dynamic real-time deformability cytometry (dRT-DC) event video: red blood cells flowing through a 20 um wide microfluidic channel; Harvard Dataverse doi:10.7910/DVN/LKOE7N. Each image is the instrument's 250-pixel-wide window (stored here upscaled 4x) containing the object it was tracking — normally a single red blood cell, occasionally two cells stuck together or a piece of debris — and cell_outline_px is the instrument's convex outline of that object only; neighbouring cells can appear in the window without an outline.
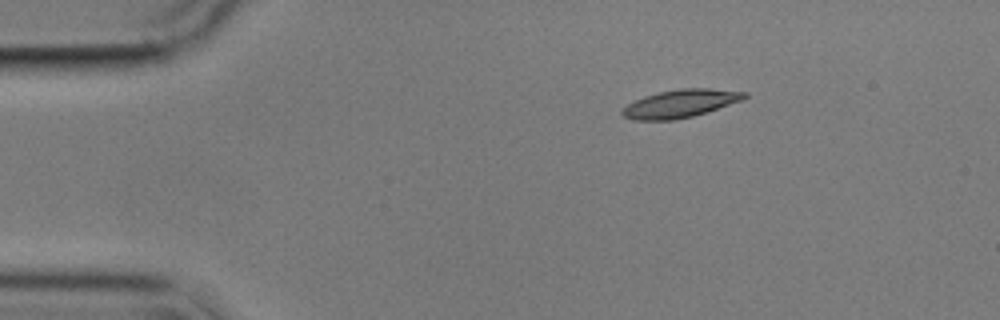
{"species": "common noctule bat (a hibernating species)", "species_latin": "Nyctalus noctula", "temperature_condition": "cold", "stored_images_in_passage": 48, "camera_frame_rate_fps": 3000, "um_per_image_px": 0.085, "animal": {"sex": "male", "body_mass_g": 17.9}, "frame": {"image": 1, "passage_image": 1, "time_ms": 0.0, "image_size_px": [1000, 320], "cell_outline_px": [[748, 96], [740, 100], [692, 116], [676, 120], [636, 120], [624, 116], [620, 112], [628, 104], [644, 96], [660, 92], [680, 88], [708, 88], [748, 92]], "centroid_in_image_um": [57.81, 8.79], "position_along_channel_um": 27.2, "area_um2": 19.48}}
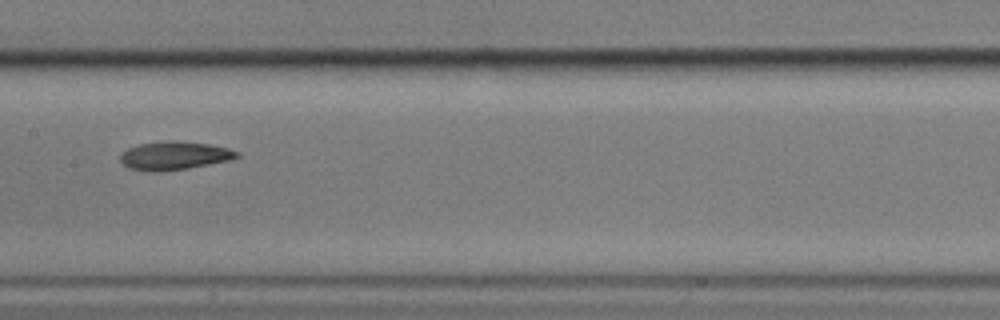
{"frame": {"image": 2, "passage_image": 20, "time_ms": 6.333, "image_size_px": [1000, 320], "cell_outline_px": [[240, 156], [232, 160], [188, 168], [160, 172], [148, 172], [128, 168], [120, 160], [120, 152], [136, 144], [172, 140], [208, 144], [228, 148], [240, 152]], "centroid_in_image_um": [14.8, 13.23], "position_along_channel_um": 192.6, "area_um2": 19.54}}
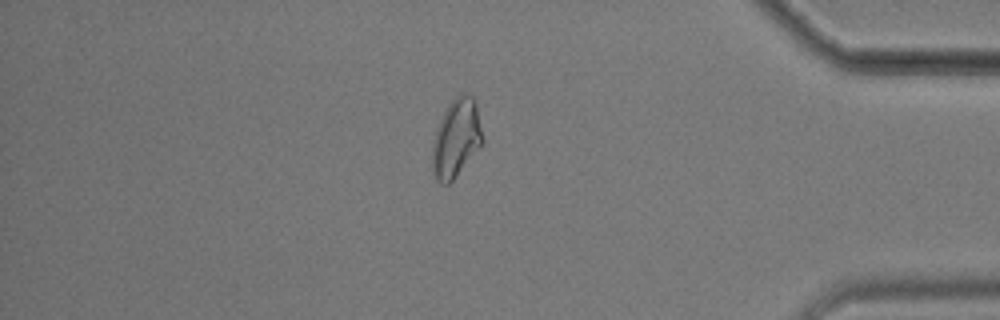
{"frame": {"image": 3, "passage_image": 40, "time_ms": 13.0, "image_size_px": [1000, 320], "cell_outline_px": [[484, 140], [456, 176], [448, 184], [440, 184], [436, 180], [432, 172], [432, 140], [436, 128], [448, 104], [456, 96], [468, 92], [476, 100]], "centroid_in_image_um": [38.76, 11.73], "position_along_channel_um": 396.4, "area_um2": 23.0}, "authors_computed_cell_mechanics": {"area_um2": 19.7676, "velocity_mm_per_s": 3.5299, "shape_relaxation_time_tau1_ms": null, "shape_relaxation_time_tau2_ms": 3.9023, "deformation_change_tau1": null, "deformation_change_tau2": 0.1035}}